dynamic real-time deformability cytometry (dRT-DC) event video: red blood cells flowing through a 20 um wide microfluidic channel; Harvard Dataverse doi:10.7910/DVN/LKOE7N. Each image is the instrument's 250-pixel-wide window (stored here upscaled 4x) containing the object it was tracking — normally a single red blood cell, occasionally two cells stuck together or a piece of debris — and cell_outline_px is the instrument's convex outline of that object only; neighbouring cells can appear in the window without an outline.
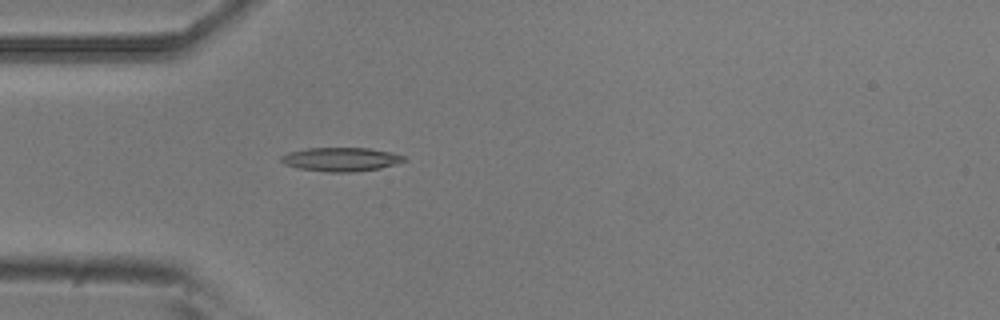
{"species": "common noctule bat (a hibernating species)", "species_latin": "Nyctalus noctula", "temperature_condition": "room temperature", "stored_images_in_passage": 5, "camera_frame_rate_fps": 3000, "um_per_image_px": 0.085, "animal": {"sex": "male", "body_mass_g": 20.5, "forearm_length_mm": 52.5}, "frame": {"image": 1, "passage_image": 5, "time_ms": 1.333, "image_size_px": [1000, 320], "cell_outline_px": [[408, 160], [380, 168], [352, 172], [328, 172], [300, 168], [284, 164], [280, 160], [280, 156], [288, 152], [308, 148], [368, 148], [392, 152], [404, 156]], "centroid_in_image_um": [28.98, 13.54], "position_along_channel_um": 56.0, "area_um2": 16.99}}